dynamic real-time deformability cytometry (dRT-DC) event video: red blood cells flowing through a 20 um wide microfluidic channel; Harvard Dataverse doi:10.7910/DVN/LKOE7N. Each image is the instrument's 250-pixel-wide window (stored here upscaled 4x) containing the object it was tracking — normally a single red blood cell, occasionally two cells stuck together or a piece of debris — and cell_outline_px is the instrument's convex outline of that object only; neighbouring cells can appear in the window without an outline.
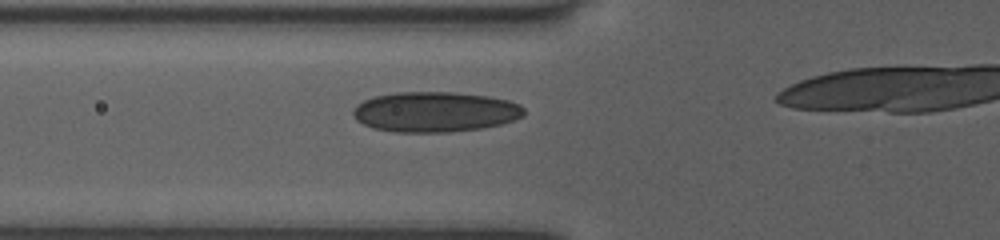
{"species": "human", "species_latin": "Homo sapiens", "temperature_condition": "room temperature", "stored_images_in_passage": 14, "segment_of_instrument_passage": [1, 2], "camera_frame_rate_fps": 3000, "um_per_image_px": 0.085, "donor": {"sex": "female"}, "frame": {"image": 1, "passage_image": 2, "time_ms": 0.333, "image_size_px": [1000, 240], "cell_outline_px": [[524, 116], [500, 124], [480, 128], [448, 132], [392, 132], [372, 128], [356, 120], [352, 116], [352, 112], [356, 104], [364, 100], [376, 96], [396, 92], [452, 92], [488, 96], [508, 100], [520, 104], [524, 108]], "centroid_in_image_um": [36.95, 9.51], "position_along_channel_um": 88.9, "area_um2": 40.17}}
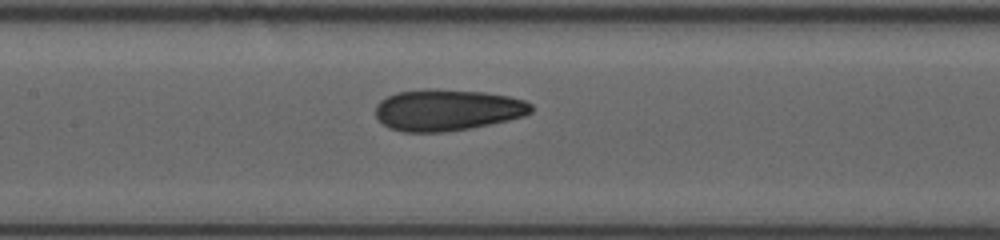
{"frame": {"image": 2, "passage_image": 6, "time_ms": 2.333, "image_size_px": [1000, 240], "cell_outline_px": [[532, 112], [524, 116], [508, 120], [472, 128], [444, 132], [404, 132], [388, 128], [376, 116], [376, 104], [380, 100], [396, 92], [424, 88], [436, 88], [484, 92], [508, 96], [524, 100], [532, 104]], "centroid_in_image_um": [38.01, 9.34], "position_along_channel_um": 169.4, "area_um2": 37.92}}
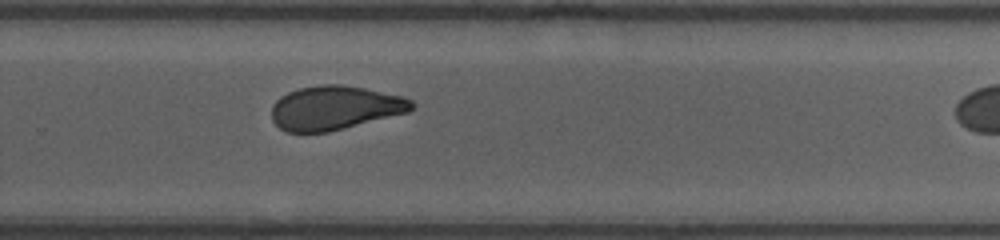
{"frame": {"image": 3, "passage_image": 13, "time_ms": 5.667, "image_size_px": [1000, 240], "cell_outline_px": [[416, 104], [408, 112], [328, 132], [288, 132], [280, 128], [272, 120], [272, 104], [280, 96], [288, 92], [300, 88], [320, 84], [340, 84], [364, 88], [400, 96], [412, 100]], "centroid_in_image_um": [28.44, 9.16], "position_along_channel_um": 301.4, "area_um2": 35.72}}